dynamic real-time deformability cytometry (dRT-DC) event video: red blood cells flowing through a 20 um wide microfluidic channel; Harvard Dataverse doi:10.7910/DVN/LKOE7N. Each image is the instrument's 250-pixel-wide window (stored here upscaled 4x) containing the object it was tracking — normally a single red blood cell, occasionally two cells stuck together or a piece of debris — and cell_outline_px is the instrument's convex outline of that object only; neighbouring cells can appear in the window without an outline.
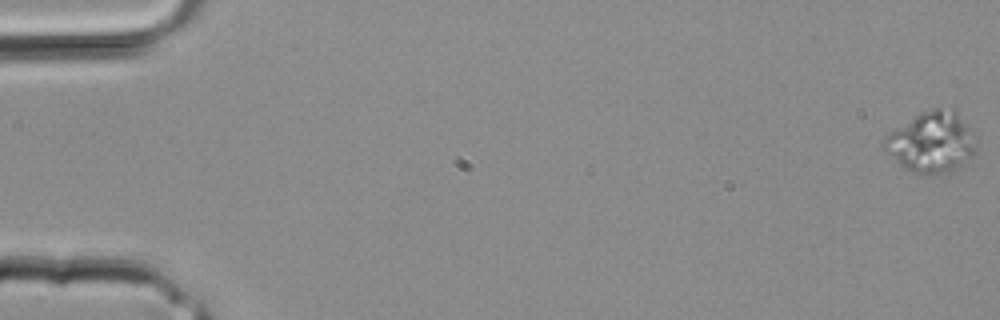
{"species": "common noctule bat (a hibernating species)", "species_latin": "Nyctalus noctula", "temperature_condition": "room temperature", "stored_images_in_passage": 4, "camera_frame_rate_fps": 3000, "um_per_image_px": 0.085, "animal": {"sex": "male", "body_mass_g": 20.4}, "frame": {"image": 1, "passage_image": 4, "time_ms": 1.0, "image_size_px": [1000, 320], "cell_outline_px": [[976, 152], [968, 164], [948, 172], [932, 176], [916, 172], [904, 168], [880, 148], [880, 144], [884, 136], [920, 112], [932, 108], [956, 108], [972, 132]], "centroid_in_image_um": [79.18, 12.1], "position_along_channel_um": 5.8, "area_um2": 33.23}}